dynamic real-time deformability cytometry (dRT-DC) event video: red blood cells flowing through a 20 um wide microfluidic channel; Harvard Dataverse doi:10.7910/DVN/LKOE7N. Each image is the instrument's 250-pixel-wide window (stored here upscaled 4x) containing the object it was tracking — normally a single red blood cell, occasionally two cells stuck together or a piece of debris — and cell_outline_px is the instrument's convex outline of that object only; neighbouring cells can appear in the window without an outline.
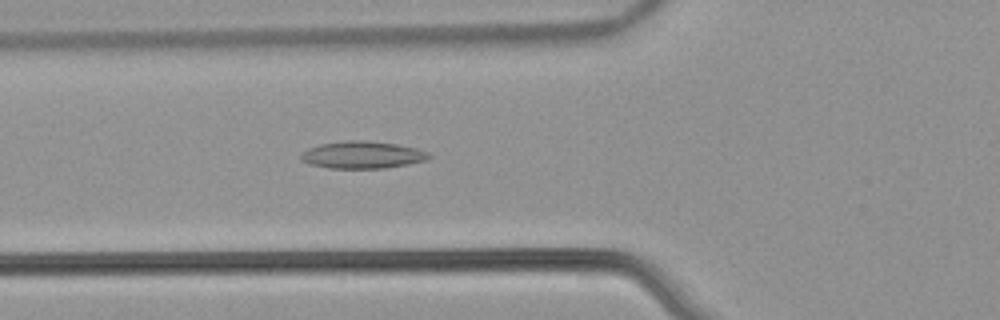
{"species": "common noctule bat (a hibernating species)", "species_latin": "Nyctalus noctula", "temperature_condition": "warm", "stored_images_in_passage": 52, "camera_frame_rate_fps": 3000, "um_per_image_px": 0.085, "animal": {"sex": "male", "body_mass_g": 21.5, "forearm_length_mm": 52.0}, "frame": {"image": 1, "passage_image": 19, "time_ms": 6.0, "image_size_px": [1000, 320], "cell_outline_px": [[432, 156], [428, 160], [408, 164], [384, 168], [328, 168], [308, 164], [300, 160], [300, 156], [308, 148], [320, 144], [344, 140], [368, 140], [396, 144], [416, 148], [428, 152]], "centroid_in_image_um": [30.8, 13.16], "position_along_channel_um": 95.0, "area_um2": 20.46}}
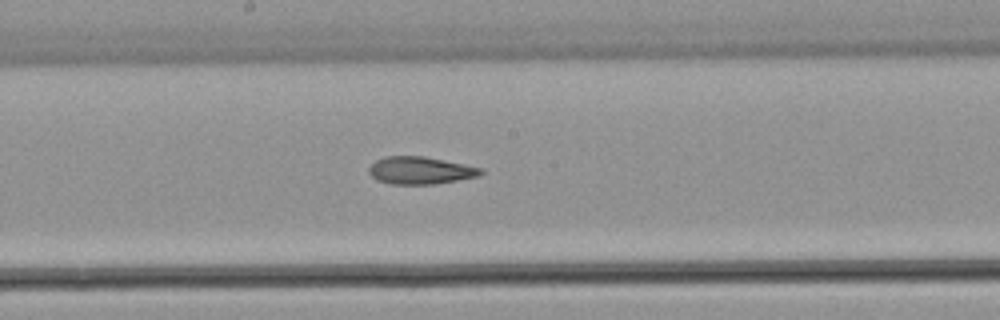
{"frame": {"image": 2, "passage_image": 28, "time_ms": 9.0, "image_size_px": [1000, 320], "cell_outline_px": [[484, 172], [480, 176], [432, 184], [392, 184], [376, 180], [368, 172], [368, 168], [376, 160], [384, 156], [424, 156], [484, 168]], "centroid_in_image_um": [35.73, 14.48], "position_along_channel_um": 212.5, "area_um2": 17.92}}
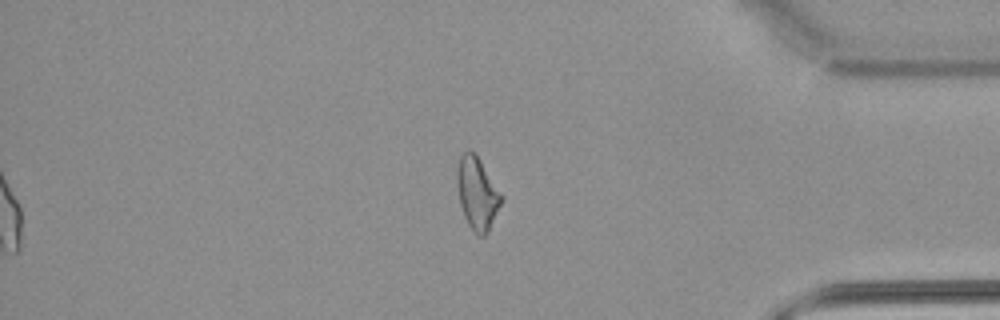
{"frame": {"image": 3, "passage_image": 44, "time_ms": 14.333, "image_size_px": [1000, 320], "cell_outline_px": [[504, 200], [488, 232], [484, 236], [476, 236], [468, 224], [464, 216], [460, 204], [456, 180], [456, 172], [460, 156], [468, 148], [472, 148], [476, 152], [504, 196]], "centroid_in_image_um": [40.58, 16.4], "position_along_channel_um": 394.6, "area_um2": 19.31}, "authors_computed_cell_mechanics": {"area_um2": 19.3052, "velocity_mm_per_s": 3.9052, "shape_relaxation_time_tau1_ms": null, "shape_relaxation_time_tau2_ms": 5.9694, "deformation_change_tau1": null, "deformation_change_tau2": 0.1645}}